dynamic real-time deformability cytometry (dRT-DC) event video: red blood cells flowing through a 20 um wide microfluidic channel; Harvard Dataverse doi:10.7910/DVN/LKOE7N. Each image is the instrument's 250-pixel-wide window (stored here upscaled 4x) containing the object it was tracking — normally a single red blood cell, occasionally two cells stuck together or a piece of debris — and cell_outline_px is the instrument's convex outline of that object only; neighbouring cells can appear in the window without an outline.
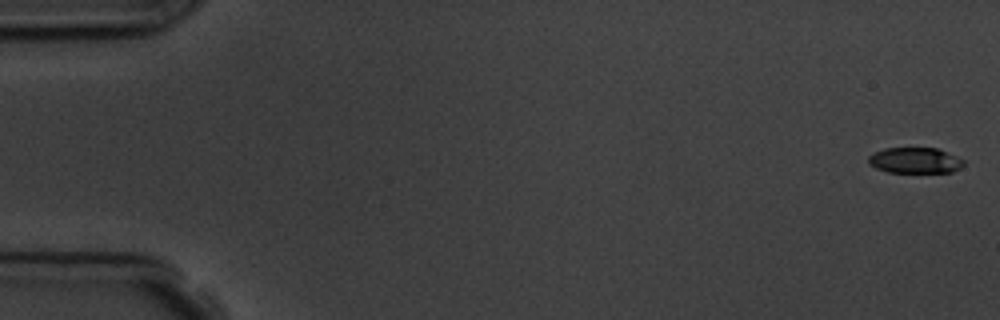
{"species": "common noctule bat (a hibernating species)", "species_latin": "Nyctalus noctula", "temperature_condition": "room temperature", "stored_images_in_passage": 9, "camera_frame_rate_fps": 3000, "um_per_image_px": 0.085, "animal": {"sex": "male", "body_mass_g": 19.5, "forearm_length_mm": 54.6}, "frame": {"image": 1, "passage_image": 1, "time_ms": 0.0, "image_size_px": [1000, 320], "cell_outline_px": [[964, 164], [960, 168], [952, 172], [888, 172], [876, 168], [868, 164], [868, 156], [884, 148], [936, 148], [956, 156], [964, 160]], "centroid_in_image_um": [77.76, 13.64], "position_along_channel_um": 7.2, "area_um2": 14.22}}